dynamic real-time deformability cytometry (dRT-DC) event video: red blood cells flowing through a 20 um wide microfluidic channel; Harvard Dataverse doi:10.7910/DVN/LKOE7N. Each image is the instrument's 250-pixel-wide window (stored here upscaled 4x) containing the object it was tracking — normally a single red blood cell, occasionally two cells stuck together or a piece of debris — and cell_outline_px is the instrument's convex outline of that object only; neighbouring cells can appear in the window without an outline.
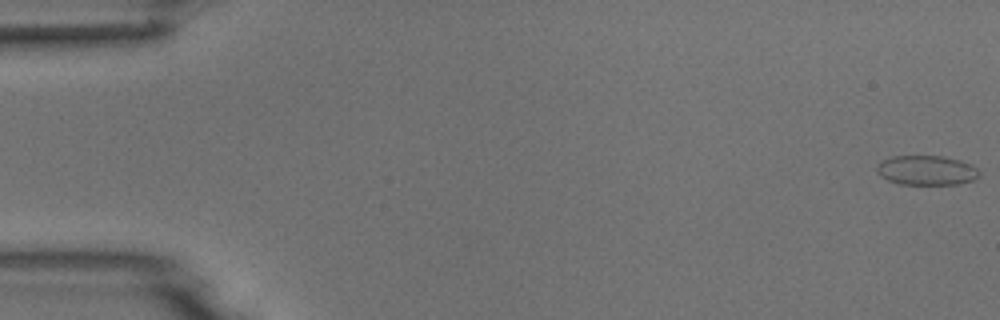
{"species": "common noctule bat (a hibernating species)", "species_latin": "Nyctalus noctula", "temperature_condition": "room temperature", "stored_images_in_passage": 8, "camera_frame_rate_fps": 3000, "um_per_image_px": 0.085, "animal": {"sex": "male", "body_mass_g": 18.8}, "frame": {"image": 1, "passage_image": 1, "time_ms": 0.0, "image_size_px": [1000, 320], "cell_outline_px": [[980, 176], [972, 180], [956, 184], [900, 184], [888, 180], [880, 176], [876, 172], [876, 164], [892, 156], [944, 156], [960, 160], [972, 164], [980, 172]], "centroid_in_image_um": [78.75, 14.47], "position_along_channel_um": 6.3, "area_um2": 17.74}}
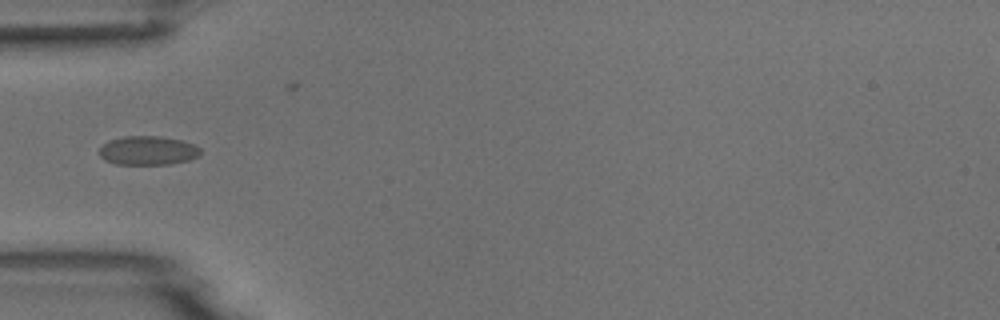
{"frame": {"image": 2, "passage_image": 5, "time_ms": 5.667, "image_size_px": [1000, 320], "cell_outline_px": [[200, 156], [188, 160], [168, 164], [116, 164], [104, 160], [100, 156], [100, 148], [108, 140], [124, 136], [160, 136], [180, 140], [192, 144], [200, 148]], "centroid_in_image_um": [12.55, 12.79], "position_along_channel_um": 72.4, "area_um2": 16.99}}